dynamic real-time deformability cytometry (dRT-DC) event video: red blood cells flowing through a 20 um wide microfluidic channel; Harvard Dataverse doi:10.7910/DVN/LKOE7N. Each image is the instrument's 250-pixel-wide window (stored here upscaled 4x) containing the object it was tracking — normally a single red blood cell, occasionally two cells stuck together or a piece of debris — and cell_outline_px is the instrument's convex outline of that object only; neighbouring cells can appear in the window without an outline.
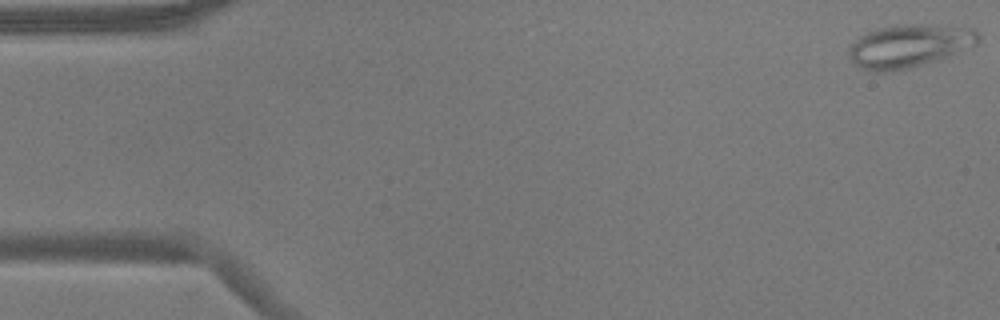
{"species": "common noctule bat (a hibernating species)", "species_latin": "Nyctalus noctula", "temperature_condition": "warm", "stored_images_in_passage": 9, "camera_frame_rate_fps": 3000, "um_per_image_px": 0.085, "animal": {"sex": "male", "body_mass_g": 17.9}, "frame": {"image": 1, "passage_image": 1, "time_ms": 0.0, "image_size_px": [1000, 320], "cell_outline_px": [[980, 40], [976, 44], [948, 56], [908, 68], [888, 72], [876, 72], [860, 68], [848, 56], [848, 48], [852, 40], [868, 32], [880, 28], [896, 24], [932, 24], [972, 28], [980, 32]], "centroid_in_image_um": [77.26, 3.88], "position_along_channel_um": 7.7, "area_um2": 32.54}}